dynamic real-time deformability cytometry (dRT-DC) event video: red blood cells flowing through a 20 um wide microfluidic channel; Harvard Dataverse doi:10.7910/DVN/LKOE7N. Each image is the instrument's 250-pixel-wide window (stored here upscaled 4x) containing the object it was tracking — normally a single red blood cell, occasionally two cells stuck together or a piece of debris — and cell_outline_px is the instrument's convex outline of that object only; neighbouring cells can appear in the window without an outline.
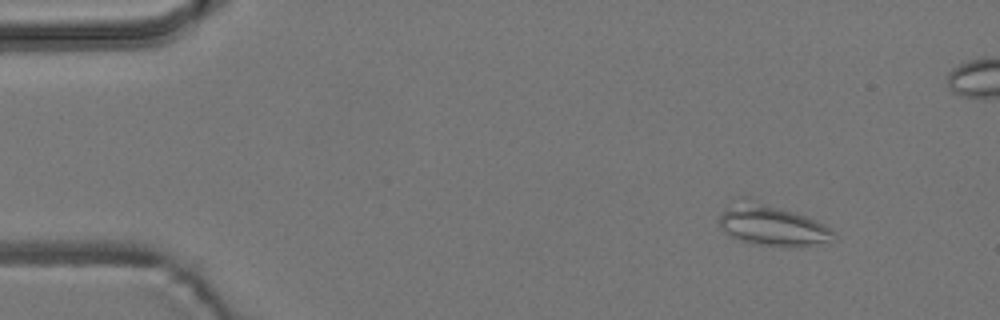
{"species": "common noctule bat (a hibernating species)", "species_latin": "Nyctalus noctula", "temperature_condition": "room temperature", "stored_images_in_passage": 6, "camera_frame_rate_fps": 3000, "um_per_image_px": 0.085, "animal": {"sex": "male", "body_mass_g": 19.2, "forearm_length_mm": 51.8}, "frame": {"image": 1, "passage_image": 2, "time_ms": 1.333, "image_size_px": [1000, 320], "cell_outline_px": [[836, 236], [812, 244], [752, 244], [728, 236], [724, 232], [720, 224], [720, 216], [740, 196], [748, 196], [804, 216], [824, 224], [836, 232]], "centroid_in_image_um": [65.51, 19.07], "position_along_channel_um": 19.5, "area_um2": 26.36}}